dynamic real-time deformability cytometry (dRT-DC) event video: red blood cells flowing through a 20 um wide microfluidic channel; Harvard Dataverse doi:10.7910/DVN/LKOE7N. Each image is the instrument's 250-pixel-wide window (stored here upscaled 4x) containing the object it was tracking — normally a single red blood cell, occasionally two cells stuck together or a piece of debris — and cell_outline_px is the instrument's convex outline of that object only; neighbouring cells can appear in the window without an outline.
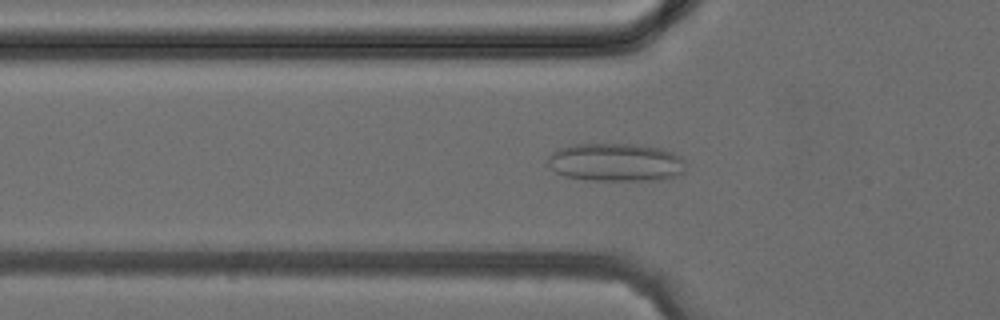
{"species": "common noctule bat (a hibernating species)", "species_latin": "Nyctalus noctula", "temperature_condition": "cold", "stored_images_in_passage": 42, "camera_frame_rate_fps": 3000, "um_per_image_px": 0.085, "animal": {"sex": "female", "body_mass_g": 24.6, "forearm_length_mm": 56.2}, "frame": {"image": 1, "passage_image": 14, "time_ms": 4.333, "image_size_px": [1000, 320], "cell_outline_px": [[684, 172], [676, 176], [660, 180], [592, 180], [564, 176], [556, 172], [548, 164], [548, 156], [556, 148], [572, 144], [636, 144], [660, 148], [672, 152], [680, 156], [684, 160]], "centroid_in_image_um": [52.33, 13.79], "position_along_channel_um": 73.5, "area_um2": 30.81}}
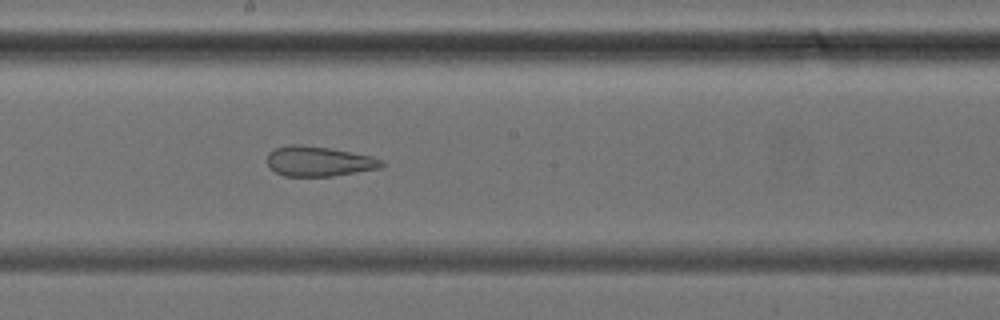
{"frame": {"image": 2, "passage_image": 23, "time_ms": 7.333, "image_size_px": [1000, 320], "cell_outline_px": [[384, 164], [380, 168], [332, 176], [284, 176], [276, 172], [268, 164], [268, 152], [276, 148], [288, 144], [300, 144], [328, 148], [372, 156], [384, 160]], "centroid_in_image_um": [27.1, 13.71], "position_along_channel_um": 221.1, "area_um2": 19.88}}
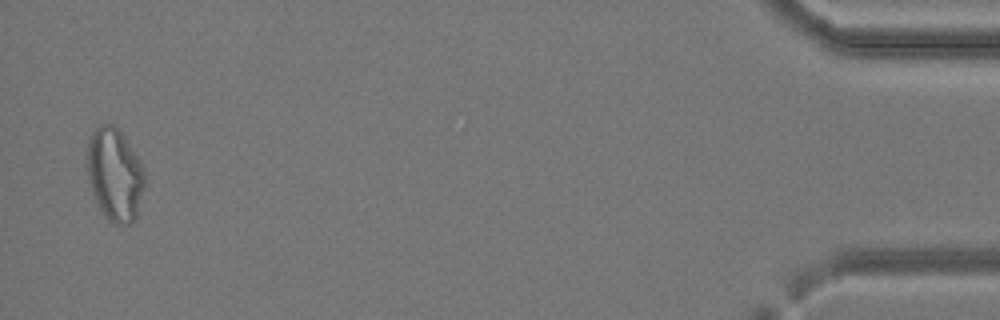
{"frame": {"image": 3, "passage_image": 41, "time_ms": 13.333, "image_size_px": [1000, 320], "cell_outline_px": [[144, 188], [136, 216], [128, 224], [112, 224], [104, 216], [92, 192], [88, 180], [88, 140], [92, 132], [100, 124], [112, 124], [124, 136], [140, 160], [144, 172]], "centroid_in_image_um": [9.75, 14.84], "position_along_channel_um": 425.4, "area_um2": 30.81}}